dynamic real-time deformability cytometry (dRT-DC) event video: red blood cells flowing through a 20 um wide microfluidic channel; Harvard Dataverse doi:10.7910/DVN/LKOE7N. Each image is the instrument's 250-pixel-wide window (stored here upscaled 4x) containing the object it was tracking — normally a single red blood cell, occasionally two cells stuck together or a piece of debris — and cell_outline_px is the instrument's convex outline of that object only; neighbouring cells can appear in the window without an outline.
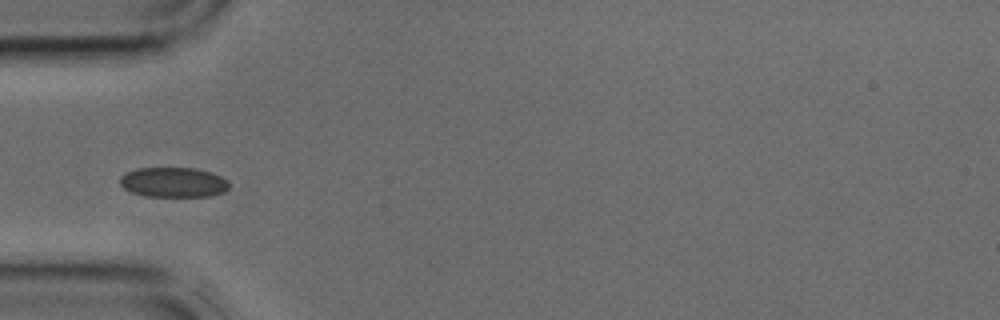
{"species": "common noctule bat (a hibernating species)", "species_latin": "Nyctalus noctula", "temperature_condition": "cold", "stored_images_in_passage": 4, "camera_frame_rate_fps": 3000, "um_per_image_px": 0.085, "animal": {"sex": "male", "body_mass_g": 17.9, "forearm_length_mm": 54.2}, "frame": {"image": 1, "passage_image": 3, "time_ms": 0.667, "image_size_px": [1000, 320], "cell_outline_px": [[228, 188], [224, 192], [208, 196], [148, 196], [132, 192], [124, 188], [120, 184], [120, 176], [124, 172], [136, 168], [196, 168], [212, 172], [228, 180]], "centroid_in_image_um": [14.73, 15.48], "position_along_channel_um": 70.3, "area_um2": 19.07}}